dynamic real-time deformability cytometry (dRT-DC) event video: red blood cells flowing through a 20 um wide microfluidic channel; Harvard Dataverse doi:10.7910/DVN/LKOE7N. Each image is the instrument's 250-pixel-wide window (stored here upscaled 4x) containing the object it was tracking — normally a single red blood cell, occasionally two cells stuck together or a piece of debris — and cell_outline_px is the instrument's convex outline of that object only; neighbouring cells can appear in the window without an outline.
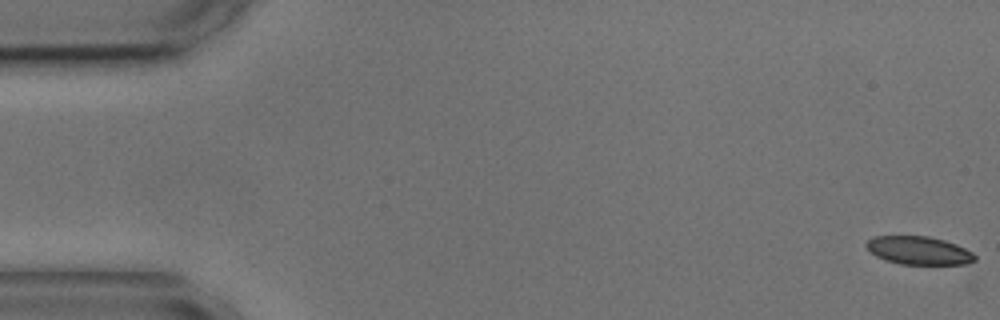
{"species": "common noctule bat (a hibernating species)", "species_latin": "Nyctalus noctula", "temperature_condition": "cold", "stored_images_in_passage": 4, "camera_frame_rate_fps": 3000, "um_per_image_px": 0.085, "animal": {"sex": "male", "body_mass_g": 17.9, "forearm_length_mm": 54.2}, "frame": {"image": 1, "passage_image": 1, "time_ms": 0.0, "image_size_px": [1000, 320], "cell_outline_px": [[976, 260], [964, 264], [900, 264], [884, 260], [876, 256], [864, 244], [872, 236], [928, 236], [944, 240], [956, 244], [972, 252], [976, 256]], "centroid_in_image_um": [78.08, 21.29], "position_along_channel_um": 6.9, "area_um2": 17.8}}